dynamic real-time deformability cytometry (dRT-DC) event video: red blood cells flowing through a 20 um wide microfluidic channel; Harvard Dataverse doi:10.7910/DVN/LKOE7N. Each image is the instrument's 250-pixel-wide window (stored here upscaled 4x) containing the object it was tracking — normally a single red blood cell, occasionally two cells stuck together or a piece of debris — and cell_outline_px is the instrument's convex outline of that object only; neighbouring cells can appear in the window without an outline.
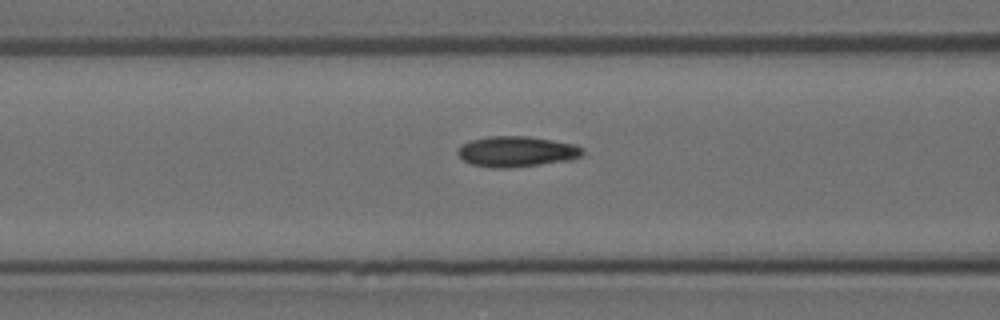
{"species": "Egyptian fruit bat (a non-hibernating species)", "species_latin": "Rousettus aegyptiacus", "temperature_condition": "room temperature", "stored_images_in_passage": 47, "camera_frame_rate_fps": 3000, "um_per_image_px": 0.085, "animal": {"sex": "female"}, "frame": {"image": 1, "passage_image": 20, "time_ms": 6.333, "image_size_px": [1000, 320], "cell_outline_px": [[584, 152], [580, 156], [572, 160], [508, 168], [492, 168], [472, 164], [464, 160], [456, 152], [460, 144], [472, 140], [488, 136], [528, 136], [576, 144], [584, 148]], "centroid_in_image_um": [43.92, 12.88], "position_along_channel_um": 122.7, "area_um2": 22.37}}
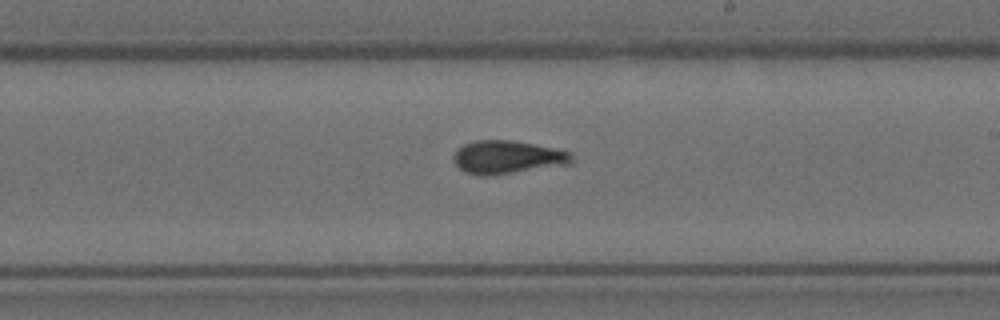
{"frame": {"image": 2, "passage_image": 30, "time_ms": 9.667, "image_size_px": [1000, 320], "cell_outline_px": [[572, 164], [484, 176], [480, 176], [464, 172], [452, 160], [452, 156], [464, 144], [476, 140], [512, 140], [552, 148], [568, 152], [572, 156]], "centroid_in_image_um": [43.09, 13.36], "position_along_channel_um": 245.9, "area_um2": 22.54}}
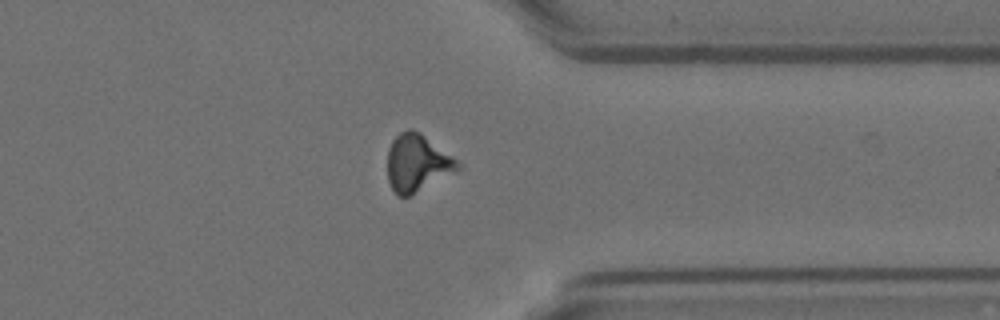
{"frame": {"image": 3, "passage_image": 41, "time_ms": 13.333, "image_size_px": [1000, 320], "cell_outline_px": [[460, 168], [456, 172], [412, 196], [400, 196], [392, 188], [388, 180], [388, 148], [392, 140], [400, 132], [408, 128], [412, 128], [420, 132], [452, 156], [460, 164]], "centroid_in_image_um": [35.46, 13.86], "position_along_channel_um": 375.9, "area_um2": 23.52}}